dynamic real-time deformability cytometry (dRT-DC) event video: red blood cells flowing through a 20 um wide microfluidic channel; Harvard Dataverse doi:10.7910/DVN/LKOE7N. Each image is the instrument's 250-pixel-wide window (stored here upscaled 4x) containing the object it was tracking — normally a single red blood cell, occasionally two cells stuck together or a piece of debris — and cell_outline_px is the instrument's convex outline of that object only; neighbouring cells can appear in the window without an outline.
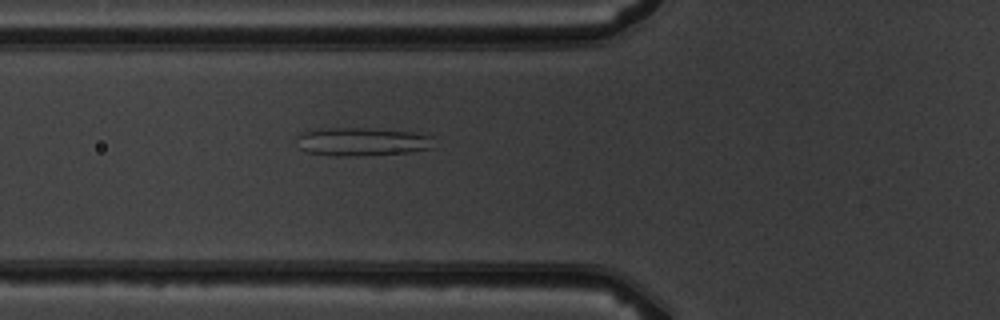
{"species": "common noctule bat (a hibernating species)", "species_latin": "Nyctalus noctula", "temperature_condition": "warm", "stored_images_in_passage": 4, "camera_frame_rate_fps": 3000, "um_per_image_px": 0.085, "animal": {"sex": "male", "body_mass_g": 19.5, "forearm_length_mm": 54.6}, "frame": {"image": 1, "passage_image": 3, "time_ms": 2.333, "image_size_px": [1000, 320], "cell_outline_px": [[432, 148], [412, 152], [352, 156], [340, 156], [304, 152], [300, 148], [296, 136], [300, 132], [320, 128], [368, 128], [412, 132], [432, 136]], "centroid_in_image_um": [30.73, 12.04], "position_along_channel_um": 95.1, "area_um2": 22.72}}